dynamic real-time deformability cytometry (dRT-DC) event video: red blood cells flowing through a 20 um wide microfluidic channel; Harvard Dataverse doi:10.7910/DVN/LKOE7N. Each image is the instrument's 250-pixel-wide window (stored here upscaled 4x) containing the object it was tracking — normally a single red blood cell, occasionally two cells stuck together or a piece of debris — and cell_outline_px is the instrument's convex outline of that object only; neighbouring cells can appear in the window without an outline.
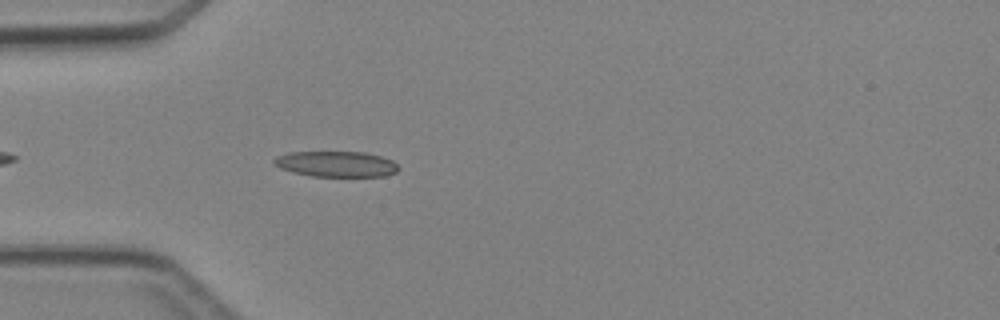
{"species": "Egyptian fruit bat (a non-hibernating species)", "species_latin": "Rousettus aegyptiacus", "temperature_condition": "cold", "stored_images_in_passage": 4, "camera_frame_rate_fps": 3000, "um_per_image_px": 0.085, "animal": {"sex": "female"}, "frame": {"image": 1, "passage_image": 4, "time_ms": 3.667, "image_size_px": [1000, 320], "cell_outline_px": [[400, 168], [396, 172], [388, 176], [312, 176], [292, 172], [280, 168], [272, 164], [272, 160], [276, 156], [288, 152], [364, 152], [380, 156], [392, 160]], "centroid_in_image_um": [28.55, 13.94], "position_along_channel_um": 56.4, "area_um2": 18.73}}